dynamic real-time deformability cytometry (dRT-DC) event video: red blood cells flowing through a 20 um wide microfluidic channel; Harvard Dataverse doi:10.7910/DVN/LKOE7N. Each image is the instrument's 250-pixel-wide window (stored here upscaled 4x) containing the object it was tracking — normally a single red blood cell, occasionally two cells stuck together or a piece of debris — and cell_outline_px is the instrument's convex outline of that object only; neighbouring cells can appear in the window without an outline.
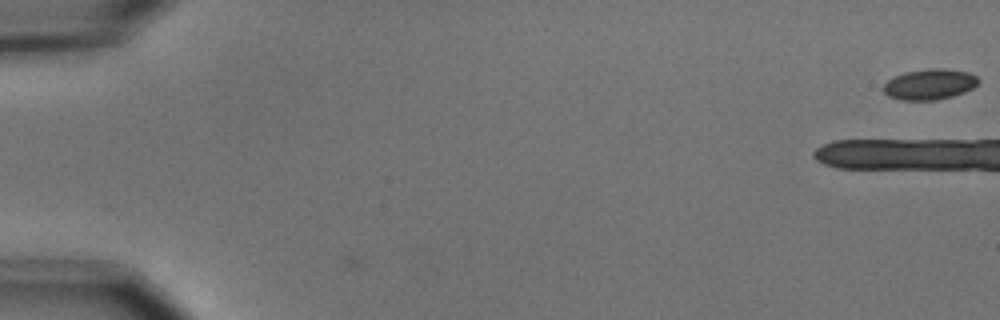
{"species": "common noctule bat (a hibernating species)", "species_latin": "Nyctalus noctula", "temperature_condition": "cold", "stored_images_in_passage": 3, "camera_frame_rate_fps": 3000, "um_per_image_px": 0.085, "animal": {"sex": "male", "body_mass_g": 15.6}, "frame": {"image": 1, "passage_image": 3, "time_ms": 0.667, "image_size_px": [1000, 320], "cell_outline_px": [[980, 80], [972, 88], [964, 92], [952, 96], [936, 100], [904, 100], [888, 96], [884, 92], [884, 84], [892, 76], [904, 72], [928, 68], [944, 68], [968, 72], [976, 76]], "centroid_in_image_um": [79.0, 7.15], "position_along_channel_um": 6.0, "area_um2": 16.99}}